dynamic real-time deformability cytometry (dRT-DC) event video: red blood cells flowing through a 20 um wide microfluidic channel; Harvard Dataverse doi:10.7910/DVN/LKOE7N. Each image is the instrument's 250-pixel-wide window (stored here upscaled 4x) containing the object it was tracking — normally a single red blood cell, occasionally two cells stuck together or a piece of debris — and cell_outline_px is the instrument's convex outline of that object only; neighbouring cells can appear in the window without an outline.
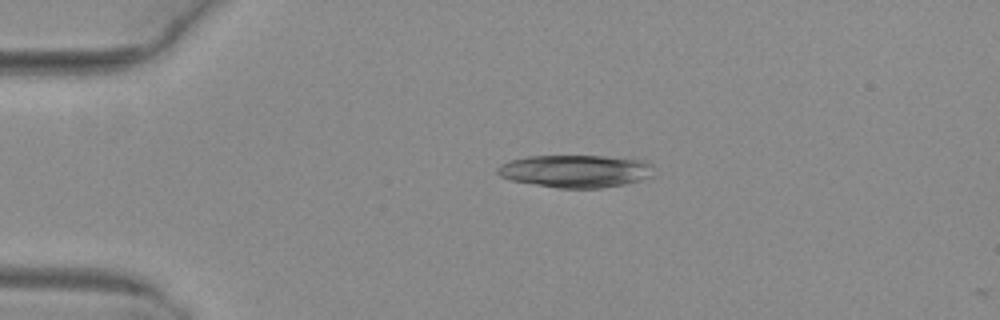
{"species": "common noctule bat (a hibernating species)", "species_latin": "Nyctalus noctula", "temperature_condition": "warm", "stored_images_in_passage": 4, "camera_frame_rate_fps": 3000, "um_per_image_px": 0.085, "animal": {"sex": "female", "body_mass_g": 29.2, "forearm_length_mm": 56.3}, "frame": {"image": 1, "passage_image": 3, "time_ms": 0.667, "image_size_px": [1000, 320], "cell_outline_px": [[652, 176], [640, 180], [624, 184], [600, 188], [556, 188], [512, 180], [500, 176], [496, 172], [496, 168], [500, 164], [508, 160], [528, 156], [604, 156], [648, 160], [652, 164]], "centroid_in_image_um": [48.92, 14.53], "position_along_channel_um": 36.1, "area_um2": 29.88}}